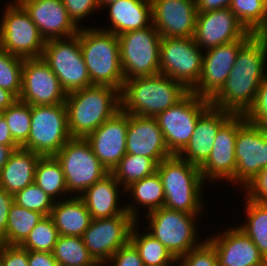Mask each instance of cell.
Wrapping results in <instances>:
<instances>
[{
  "instance_id": "1",
  "label": "cell",
  "mask_w": 267,
  "mask_h": 266,
  "mask_svg": "<svg viewBox=\"0 0 267 266\" xmlns=\"http://www.w3.org/2000/svg\"><path fill=\"white\" fill-rule=\"evenodd\" d=\"M267 34H253L240 48L235 65L220 91L210 100L213 107L245 114L253 105L267 75Z\"/></svg>"
},
{
  "instance_id": "2",
  "label": "cell",
  "mask_w": 267,
  "mask_h": 266,
  "mask_svg": "<svg viewBox=\"0 0 267 266\" xmlns=\"http://www.w3.org/2000/svg\"><path fill=\"white\" fill-rule=\"evenodd\" d=\"M65 104L71 138H86L121 109L120 90L91 85L68 93Z\"/></svg>"
},
{
  "instance_id": "3",
  "label": "cell",
  "mask_w": 267,
  "mask_h": 266,
  "mask_svg": "<svg viewBox=\"0 0 267 266\" xmlns=\"http://www.w3.org/2000/svg\"><path fill=\"white\" fill-rule=\"evenodd\" d=\"M189 92L182 83L166 75L135 77L124 81L121 109L136 116L156 117Z\"/></svg>"
},
{
  "instance_id": "4",
  "label": "cell",
  "mask_w": 267,
  "mask_h": 266,
  "mask_svg": "<svg viewBox=\"0 0 267 266\" xmlns=\"http://www.w3.org/2000/svg\"><path fill=\"white\" fill-rule=\"evenodd\" d=\"M157 172L164 187V207L189 214L205 211L202 201L205 181L198 166L172 155L158 164Z\"/></svg>"
},
{
  "instance_id": "5",
  "label": "cell",
  "mask_w": 267,
  "mask_h": 266,
  "mask_svg": "<svg viewBox=\"0 0 267 266\" xmlns=\"http://www.w3.org/2000/svg\"><path fill=\"white\" fill-rule=\"evenodd\" d=\"M79 40L92 85L122 90L124 75L120 64L118 36L98 28L81 26Z\"/></svg>"
},
{
  "instance_id": "6",
  "label": "cell",
  "mask_w": 267,
  "mask_h": 266,
  "mask_svg": "<svg viewBox=\"0 0 267 266\" xmlns=\"http://www.w3.org/2000/svg\"><path fill=\"white\" fill-rule=\"evenodd\" d=\"M199 215L163 206L147 214L145 212V217L149 221L145 230L158 239L175 258H178L204 242L200 241L198 235L200 231L197 229V220H199L197 216Z\"/></svg>"
},
{
  "instance_id": "7",
  "label": "cell",
  "mask_w": 267,
  "mask_h": 266,
  "mask_svg": "<svg viewBox=\"0 0 267 266\" xmlns=\"http://www.w3.org/2000/svg\"><path fill=\"white\" fill-rule=\"evenodd\" d=\"M161 40L153 24L118 35L120 64L125 80L160 74Z\"/></svg>"
},
{
  "instance_id": "8",
  "label": "cell",
  "mask_w": 267,
  "mask_h": 266,
  "mask_svg": "<svg viewBox=\"0 0 267 266\" xmlns=\"http://www.w3.org/2000/svg\"><path fill=\"white\" fill-rule=\"evenodd\" d=\"M70 139L65 103L31 106V129L21 148L41 156H55Z\"/></svg>"
},
{
  "instance_id": "9",
  "label": "cell",
  "mask_w": 267,
  "mask_h": 266,
  "mask_svg": "<svg viewBox=\"0 0 267 266\" xmlns=\"http://www.w3.org/2000/svg\"><path fill=\"white\" fill-rule=\"evenodd\" d=\"M55 157L65 175L68 193L72 196L80 197L90 186L109 173L85 138H71Z\"/></svg>"
},
{
  "instance_id": "10",
  "label": "cell",
  "mask_w": 267,
  "mask_h": 266,
  "mask_svg": "<svg viewBox=\"0 0 267 266\" xmlns=\"http://www.w3.org/2000/svg\"><path fill=\"white\" fill-rule=\"evenodd\" d=\"M42 58L67 94L92 85L80 48L79 31L69 38L45 41Z\"/></svg>"
},
{
  "instance_id": "11",
  "label": "cell",
  "mask_w": 267,
  "mask_h": 266,
  "mask_svg": "<svg viewBox=\"0 0 267 266\" xmlns=\"http://www.w3.org/2000/svg\"><path fill=\"white\" fill-rule=\"evenodd\" d=\"M0 23V49L22 58H41L45 39L16 1L5 6Z\"/></svg>"
},
{
  "instance_id": "12",
  "label": "cell",
  "mask_w": 267,
  "mask_h": 266,
  "mask_svg": "<svg viewBox=\"0 0 267 266\" xmlns=\"http://www.w3.org/2000/svg\"><path fill=\"white\" fill-rule=\"evenodd\" d=\"M210 106V100L189 92L177 104L155 117L172 155H178L186 147L198 118Z\"/></svg>"
},
{
  "instance_id": "13",
  "label": "cell",
  "mask_w": 267,
  "mask_h": 266,
  "mask_svg": "<svg viewBox=\"0 0 267 266\" xmlns=\"http://www.w3.org/2000/svg\"><path fill=\"white\" fill-rule=\"evenodd\" d=\"M192 38L164 37L160 43V74L182 83L189 91L202 71L204 51Z\"/></svg>"
},
{
  "instance_id": "14",
  "label": "cell",
  "mask_w": 267,
  "mask_h": 266,
  "mask_svg": "<svg viewBox=\"0 0 267 266\" xmlns=\"http://www.w3.org/2000/svg\"><path fill=\"white\" fill-rule=\"evenodd\" d=\"M136 221L126 212L111 218L92 219L82 239L90 255L104 266L111 256L129 241Z\"/></svg>"
},
{
  "instance_id": "15",
  "label": "cell",
  "mask_w": 267,
  "mask_h": 266,
  "mask_svg": "<svg viewBox=\"0 0 267 266\" xmlns=\"http://www.w3.org/2000/svg\"><path fill=\"white\" fill-rule=\"evenodd\" d=\"M247 122L244 114H234L218 131L213 150L199 167L205 182L225 181L235 185V141L237 131ZM224 179V180H223Z\"/></svg>"
},
{
  "instance_id": "16",
  "label": "cell",
  "mask_w": 267,
  "mask_h": 266,
  "mask_svg": "<svg viewBox=\"0 0 267 266\" xmlns=\"http://www.w3.org/2000/svg\"><path fill=\"white\" fill-rule=\"evenodd\" d=\"M67 93L43 58H24L19 100L31 106L65 103Z\"/></svg>"
},
{
  "instance_id": "17",
  "label": "cell",
  "mask_w": 267,
  "mask_h": 266,
  "mask_svg": "<svg viewBox=\"0 0 267 266\" xmlns=\"http://www.w3.org/2000/svg\"><path fill=\"white\" fill-rule=\"evenodd\" d=\"M235 185L244 188L267 166V130L246 122L236 134Z\"/></svg>"
},
{
  "instance_id": "18",
  "label": "cell",
  "mask_w": 267,
  "mask_h": 266,
  "mask_svg": "<svg viewBox=\"0 0 267 266\" xmlns=\"http://www.w3.org/2000/svg\"><path fill=\"white\" fill-rule=\"evenodd\" d=\"M252 35L230 8H223L197 14L193 39L201 50H207Z\"/></svg>"
},
{
  "instance_id": "19",
  "label": "cell",
  "mask_w": 267,
  "mask_h": 266,
  "mask_svg": "<svg viewBox=\"0 0 267 266\" xmlns=\"http://www.w3.org/2000/svg\"><path fill=\"white\" fill-rule=\"evenodd\" d=\"M247 40L239 39L204 50L201 76L190 92L211 100L225 84L240 48Z\"/></svg>"
},
{
  "instance_id": "20",
  "label": "cell",
  "mask_w": 267,
  "mask_h": 266,
  "mask_svg": "<svg viewBox=\"0 0 267 266\" xmlns=\"http://www.w3.org/2000/svg\"><path fill=\"white\" fill-rule=\"evenodd\" d=\"M152 24L164 37L192 38L197 7L195 0H150Z\"/></svg>"
},
{
  "instance_id": "21",
  "label": "cell",
  "mask_w": 267,
  "mask_h": 266,
  "mask_svg": "<svg viewBox=\"0 0 267 266\" xmlns=\"http://www.w3.org/2000/svg\"><path fill=\"white\" fill-rule=\"evenodd\" d=\"M127 129L128 113L120 109L85 138L108 172H112L126 154Z\"/></svg>"
},
{
  "instance_id": "22",
  "label": "cell",
  "mask_w": 267,
  "mask_h": 266,
  "mask_svg": "<svg viewBox=\"0 0 267 266\" xmlns=\"http://www.w3.org/2000/svg\"><path fill=\"white\" fill-rule=\"evenodd\" d=\"M205 240L215 249L218 266H267L259 249L238 226L230 225Z\"/></svg>"
},
{
  "instance_id": "23",
  "label": "cell",
  "mask_w": 267,
  "mask_h": 266,
  "mask_svg": "<svg viewBox=\"0 0 267 266\" xmlns=\"http://www.w3.org/2000/svg\"><path fill=\"white\" fill-rule=\"evenodd\" d=\"M16 1L29 14L45 41L78 34L80 27L69 17L62 0Z\"/></svg>"
},
{
  "instance_id": "24",
  "label": "cell",
  "mask_w": 267,
  "mask_h": 266,
  "mask_svg": "<svg viewBox=\"0 0 267 266\" xmlns=\"http://www.w3.org/2000/svg\"><path fill=\"white\" fill-rule=\"evenodd\" d=\"M126 153L146 156L154 159L158 164L172 156L155 117L128 113Z\"/></svg>"
},
{
  "instance_id": "25",
  "label": "cell",
  "mask_w": 267,
  "mask_h": 266,
  "mask_svg": "<svg viewBox=\"0 0 267 266\" xmlns=\"http://www.w3.org/2000/svg\"><path fill=\"white\" fill-rule=\"evenodd\" d=\"M234 115L212 105L198 118L194 132L186 147L178 154L180 158L200 167L213 150L219 129Z\"/></svg>"
},
{
  "instance_id": "26",
  "label": "cell",
  "mask_w": 267,
  "mask_h": 266,
  "mask_svg": "<svg viewBox=\"0 0 267 266\" xmlns=\"http://www.w3.org/2000/svg\"><path fill=\"white\" fill-rule=\"evenodd\" d=\"M120 185L114 175L109 172L80 196L90 212L91 219L111 218L127 212L126 206L119 203V198L122 197L120 193L125 190Z\"/></svg>"
},
{
  "instance_id": "27",
  "label": "cell",
  "mask_w": 267,
  "mask_h": 266,
  "mask_svg": "<svg viewBox=\"0 0 267 266\" xmlns=\"http://www.w3.org/2000/svg\"><path fill=\"white\" fill-rule=\"evenodd\" d=\"M110 27L100 29L120 35L146 28L152 24L150 0H119L106 6ZM112 26V27H111Z\"/></svg>"
},
{
  "instance_id": "28",
  "label": "cell",
  "mask_w": 267,
  "mask_h": 266,
  "mask_svg": "<svg viewBox=\"0 0 267 266\" xmlns=\"http://www.w3.org/2000/svg\"><path fill=\"white\" fill-rule=\"evenodd\" d=\"M41 155L19 148L15 150L0 173V187L15 195L34 183L35 170Z\"/></svg>"
},
{
  "instance_id": "29",
  "label": "cell",
  "mask_w": 267,
  "mask_h": 266,
  "mask_svg": "<svg viewBox=\"0 0 267 266\" xmlns=\"http://www.w3.org/2000/svg\"><path fill=\"white\" fill-rule=\"evenodd\" d=\"M50 217L59 235L78 237H82L92 220L84 201L77 196L55 201Z\"/></svg>"
},
{
  "instance_id": "30",
  "label": "cell",
  "mask_w": 267,
  "mask_h": 266,
  "mask_svg": "<svg viewBox=\"0 0 267 266\" xmlns=\"http://www.w3.org/2000/svg\"><path fill=\"white\" fill-rule=\"evenodd\" d=\"M123 192H130V197H133L132 202L134 203L131 202L128 204L127 202V205L125 206L127 213L135 221L140 220V213H138L140 206L145 208V210L148 209L147 213L164 206V187L157 171L149 176L144 177L138 182L131 184Z\"/></svg>"
},
{
  "instance_id": "31",
  "label": "cell",
  "mask_w": 267,
  "mask_h": 266,
  "mask_svg": "<svg viewBox=\"0 0 267 266\" xmlns=\"http://www.w3.org/2000/svg\"><path fill=\"white\" fill-rule=\"evenodd\" d=\"M138 221H136L130 231L129 241L137 249L140 258L143 261L144 266H161L167 264H173L176 262V258L170 253V251L150 233L138 230Z\"/></svg>"
},
{
  "instance_id": "32",
  "label": "cell",
  "mask_w": 267,
  "mask_h": 266,
  "mask_svg": "<svg viewBox=\"0 0 267 266\" xmlns=\"http://www.w3.org/2000/svg\"><path fill=\"white\" fill-rule=\"evenodd\" d=\"M34 183L55 201H60L62 195L69 194L65 175L55 156L40 157L35 170Z\"/></svg>"
},
{
  "instance_id": "33",
  "label": "cell",
  "mask_w": 267,
  "mask_h": 266,
  "mask_svg": "<svg viewBox=\"0 0 267 266\" xmlns=\"http://www.w3.org/2000/svg\"><path fill=\"white\" fill-rule=\"evenodd\" d=\"M43 218L40 212L28 210L14 202L8 214L6 235L0 244L20 245Z\"/></svg>"
},
{
  "instance_id": "34",
  "label": "cell",
  "mask_w": 267,
  "mask_h": 266,
  "mask_svg": "<svg viewBox=\"0 0 267 266\" xmlns=\"http://www.w3.org/2000/svg\"><path fill=\"white\" fill-rule=\"evenodd\" d=\"M247 220L238 227L252 240L267 261V203L245 199Z\"/></svg>"
},
{
  "instance_id": "35",
  "label": "cell",
  "mask_w": 267,
  "mask_h": 266,
  "mask_svg": "<svg viewBox=\"0 0 267 266\" xmlns=\"http://www.w3.org/2000/svg\"><path fill=\"white\" fill-rule=\"evenodd\" d=\"M52 253L60 265L100 266L90 255L82 237L59 235Z\"/></svg>"
},
{
  "instance_id": "36",
  "label": "cell",
  "mask_w": 267,
  "mask_h": 266,
  "mask_svg": "<svg viewBox=\"0 0 267 266\" xmlns=\"http://www.w3.org/2000/svg\"><path fill=\"white\" fill-rule=\"evenodd\" d=\"M157 166L158 163L154 159L126 153L111 173L122 188L126 189L131 184L155 173Z\"/></svg>"
},
{
  "instance_id": "37",
  "label": "cell",
  "mask_w": 267,
  "mask_h": 266,
  "mask_svg": "<svg viewBox=\"0 0 267 266\" xmlns=\"http://www.w3.org/2000/svg\"><path fill=\"white\" fill-rule=\"evenodd\" d=\"M231 11L253 34H267V0H232Z\"/></svg>"
},
{
  "instance_id": "38",
  "label": "cell",
  "mask_w": 267,
  "mask_h": 266,
  "mask_svg": "<svg viewBox=\"0 0 267 266\" xmlns=\"http://www.w3.org/2000/svg\"><path fill=\"white\" fill-rule=\"evenodd\" d=\"M1 113L4 115L14 142L22 147L27 142L31 129V105L17 99Z\"/></svg>"
},
{
  "instance_id": "39",
  "label": "cell",
  "mask_w": 267,
  "mask_h": 266,
  "mask_svg": "<svg viewBox=\"0 0 267 266\" xmlns=\"http://www.w3.org/2000/svg\"><path fill=\"white\" fill-rule=\"evenodd\" d=\"M58 237L52 218L44 216L19 246L28 251L53 252Z\"/></svg>"
},
{
  "instance_id": "40",
  "label": "cell",
  "mask_w": 267,
  "mask_h": 266,
  "mask_svg": "<svg viewBox=\"0 0 267 266\" xmlns=\"http://www.w3.org/2000/svg\"><path fill=\"white\" fill-rule=\"evenodd\" d=\"M24 58L0 49V88L20 96Z\"/></svg>"
},
{
  "instance_id": "41",
  "label": "cell",
  "mask_w": 267,
  "mask_h": 266,
  "mask_svg": "<svg viewBox=\"0 0 267 266\" xmlns=\"http://www.w3.org/2000/svg\"><path fill=\"white\" fill-rule=\"evenodd\" d=\"M14 202L18 206L40 212L44 216H50L51 210L55 204V200H53L35 183H32L21 191H18L14 195Z\"/></svg>"
},
{
  "instance_id": "42",
  "label": "cell",
  "mask_w": 267,
  "mask_h": 266,
  "mask_svg": "<svg viewBox=\"0 0 267 266\" xmlns=\"http://www.w3.org/2000/svg\"><path fill=\"white\" fill-rule=\"evenodd\" d=\"M176 266H218L215 249L204 242L189 253L176 258Z\"/></svg>"
},
{
  "instance_id": "43",
  "label": "cell",
  "mask_w": 267,
  "mask_h": 266,
  "mask_svg": "<svg viewBox=\"0 0 267 266\" xmlns=\"http://www.w3.org/2000/svg\"><path fill=\"white\" fill-rule=\"evenodd\" d=\"M244 116L251 124L267 130V75L259 85L253 105Z\"/></svg>"
},
{
  "instance_id": "44",
  "label": "cell",
  "mask_w": 267,
  "mask_h": 266,
  "mask_svg": "<svg viewBox=\"0 0 267 266\" xmlns=\"http://www.w3.org/2000/svg\"><path fill=\"white\" fill-rule=\"evenodd\" d=\"M68 12L69 17L73 22L80 27L79 22L86 19L92 13L100 10L98 0H62ZM80 25V26H79Z\"/></svg>"
},
{
  "instance_id": "45",
  "label": "cell",
  "mask_w": 267,
  "mask_h": 266,
  "mask_svg": "<svg viewBox=\"0 0 267 266\" xmlns=\"http://www.w3.org/2000/svg\"><path fill=\"white\" fill-rule=\"evenodd\" d=\"M107 262L105 264L111 266H144L137 249L130 241L119 248Z\"/></svg>"
},
{
  "instance_id": "46",
  "label": "cell",
  "mask_w": 267,
  "mask_h": 266,
  "mask_svg": "<svg viewBox=\"0 0 267 266\" xmlns=\"http://www.w3.org/2000/svg\"><path fill=\"white\" fill-rule=\"evenodd\" d=\"M0 266H28V250L19 245L0 244Z\"/></svg>"
},
{
  "instance_id": "47",
  "label": "cell",
  "mask_w": 267,
  "mask_h": 266,
  "mask_svg": "<svg viewBox=\"0 0 267 266\" xmlns=\"http://www.w3.org/2000/svg\"><path fill=\"white\" fill-rule=\"evenodd\" d=\"M243 191H245V198L260 203H267V166L244 187Z\"/></svg>"
},
{
  "instance_id": "48",
  "label": "cell",
  "mask_w": 267,
  "mask_h": 266,
  "mask_svg": "<svg viewBox=\"0 0 267 266\" xmlns=\"http://www.w3.org/2000/svg\"><path fill=\"white\" fill-rule=\"evenodd\" d=\"M13 203L14 195L7 193L0 187V241L6 235L8 214Z\"/></svg>"
},
{
  "instance_id": "49",
  "label": "cell",
  "mask_w": 267,
  "mask_h": 266,
  "mask_svg": "<svg viewBox=\"0 0 267 266\" xmlns=\"http://www.w3.org/2000/svg\"><path fill=\"white\" fill-rule=\"evenodd\" d=\"M28 266H57L52 252L28 251Z\"/></svg>"
},
{
  "instance_id": "50",
  "label": "cell",
  "mask_w": 267,
  "mask_h": 266,
  "mask_svg": "<svg viewBox=\"0 0 267 266\" xmlns=\"http://www.w3.org/2000/svg\"><path fill=\"white\" fill-rule=\"evenodd\" d=\"M197 12H208L223 8H230L232 0H195Z\"/></svg>"
},
{
  "instance_id": "51",
  "label": "cell",
  "mask_w": 267,
  "mask_h": 266,
  "mask_svg": "<svg viewBox=\"0 0 267 266\" xmlns=\"http://www.w3.org/2000/svg\"><path fill=\"white\" fill-rule=\"evenodd\" d=\"M0 144L8 146H18L10 133V129L6 123L4 115L0 112Z\"/></svg>"
},
{
  "instance_id": "52",
  "label": "cell",
  "mask_w": 267,
  "mask_h": 266,
  "mask_svg": "<svg viewBox=\"0 0 267 266\" xmlns=\"http://www.w3.org/2000/svg\"><path fill=\"white\" fill-rule=\"evenodd\" d=\"M17 99L12 92L0 88V112L8 109Z\"/></svg>"
},
{
  "instance_id": "53",
  "label": "cell",
  "mask_w": 267,
  "mask_h": 266,
  "mask_svg": "<svg viewBox=\"0 0 267 266\" xmlns=\"http://www.w3.org/2000/svg\"><path fill=\"white\" fill-rule=\"evenodd\" d=\"M19 148V146H8L0 144V173L4 165L9 160L11 154Z\"/></svg>"
},
{
  "instance_id": "54",
  "label": "cell",
  "mask_w": 267,
  "mask_h": 266,
  "mask_svg": "<svg viewBox=\"0 0 267 266\" xmlns=\"http://www.w3.org/2000/svg\"><path fill=\"white\" fill-rule=\"evenodd\" d=\"M98 1H99V7H100V9H101L102 7L105 9L106 6H107L108 4L117 2V1H119V0H98Z\"/></svg>"
},
{
  "instance_id": "55",
  "label": "cell",
  "mask_w": 267,
  "mask_h": 266,
  "mask_svg": "<svg viewBox=\"0 0 267 266\" xmlns=\"http://www.w3.org/2000/svg\"><path fill=\"white\" fill-rule=\"evenodd\" d=\"M175 264V265H174ZM161 266H176V262L173 264L161 265Z\"/></svg>"
}]
</instances>
